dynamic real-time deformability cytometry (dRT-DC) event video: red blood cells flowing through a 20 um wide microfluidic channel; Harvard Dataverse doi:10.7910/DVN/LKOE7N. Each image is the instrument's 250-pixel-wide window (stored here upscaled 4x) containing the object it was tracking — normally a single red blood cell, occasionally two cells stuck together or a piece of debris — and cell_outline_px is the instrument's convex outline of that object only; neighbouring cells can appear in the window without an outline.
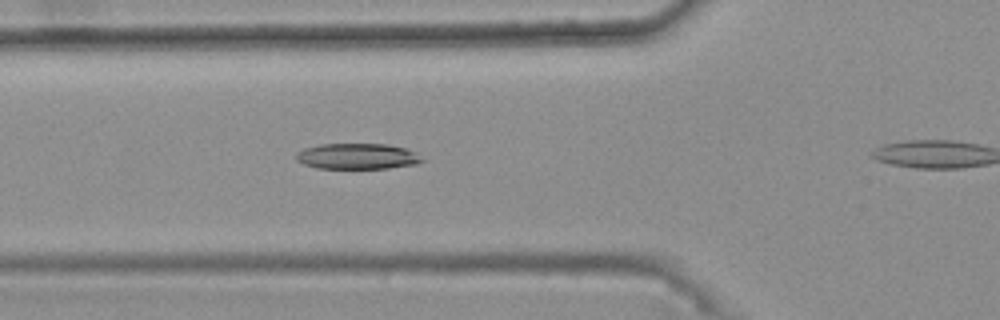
{"species": "common noctule bat (a hibernating species)", "species_latin": "Nyctalus noctula", "temperature_condition": "warm", "stored_images_in_passage": 32, "camera_frame_rate_fps": 3000, "um_per_image_px": 0.085, "animal": {"sex": "female", "body_mass_g": 25.1}, "frame": {"image": 1, "passage_image": 3, "time_ms": 0.667, "image_size_px": [1000, 320], "cell_outline_px": [[424, 160], [416, 164], [388, 168], [316, 168], [304, 164], [296, 160], [296, 152], [304, 148], [320, 144], [388, 144], [404, 148], [412, 152]], "centroid_in_image_um": [30.31, 13.28], "position_along_channel_um": 95.5, "area_um2": 18.73}}
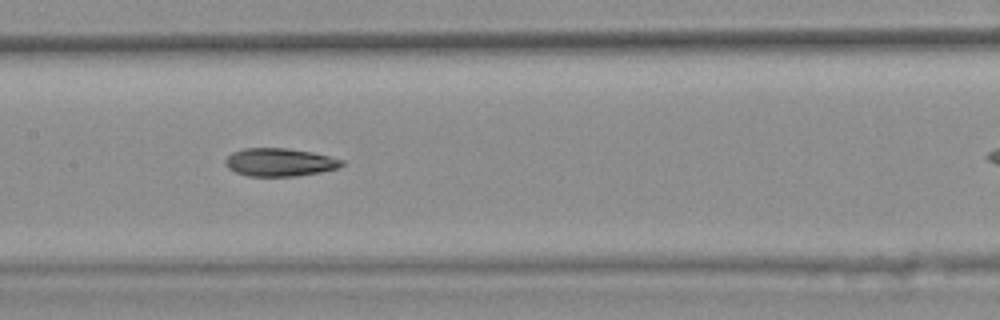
{"frame": {"image": 2, "passage_image": 10, "time_ms": 3.0, "image_size_px": [1000, 320], "cell_outline_px": [[344, 164], [340, 168], [320, 172], [296, 176], [248, 176], [236, 172], [228, 168], [224, 164], [224, 160], [232, 152], [244, 148], [288, 148], [312, 152], [344, 160]], "centroid_in_image_um": [23.77, 13.79], "position_along_channel_um": 183.6, "area_um2": 19.13}}
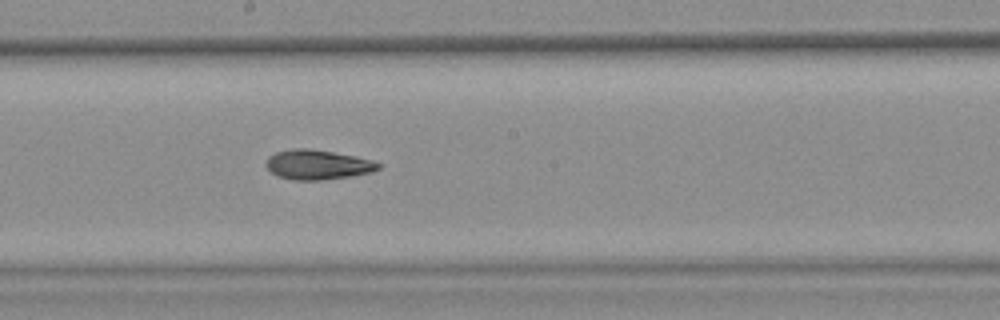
{"frame": {"image": 3, "passage_image": 13, "time_ms": 4.0, "image_size_px": [1000, 320], "cell_outline_px": [[384, 164], [380, 168], [372, 172], [352, 176], [320, 180], [292, 180], [276, 176], [264, 164], [268, 156], [276, 152], [292, 148], [308, 148], [356, 156], [372, 160]], "centroid_in_image_um": [27.0, 14.0], "position_along_channel_um": 221.2, "area_um2": 19.65}, "authors_computed_cell_mechanics": {"area_um2": 19.2474, "velocity_mm_per_s": 3.7665, "shape_relaxation_time_tau1_ms": null, "shape_relaxation_time_tau2_ms": 4.7902, "deformation_change_tau1": null, "deformation_change_tau2": 0.1424}}